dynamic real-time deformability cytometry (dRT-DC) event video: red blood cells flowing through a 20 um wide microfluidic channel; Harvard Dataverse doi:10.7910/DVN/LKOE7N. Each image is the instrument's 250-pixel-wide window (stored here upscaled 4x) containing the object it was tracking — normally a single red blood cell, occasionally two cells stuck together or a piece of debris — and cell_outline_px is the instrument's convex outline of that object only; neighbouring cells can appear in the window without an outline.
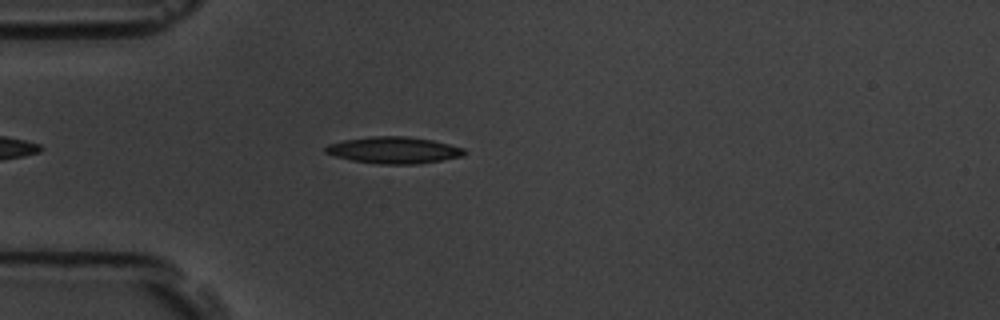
{"species": "common noctule bat (a hibernating species)", "species_latin": "Nyctalus noctula", "temperature_condition": "room temperature", "stored_images_in_passage": 2, "camera_frame_rate_fps": 3000, "um_per_image_px": 0.085, "animal": {"sex": "male", "body_mass_g": 19.5, "forearm_length_mm": 54.6}, "frame": {"image": 1, "passage_image": 2, "time_ms": 0.333, "image_size_px": [1000, 320], "cell_outline_px": [[468, 152], [464, 156], [420, 164], [380, 164], [352, 160], [336, 156], [324, 152], [324, 148], [328, 144], [344, 140], [372, 136], [404, 136], [432, 140], [464, 148]], "centroid_in_image_um": [33.5, 12.76], "position_along_channel_um": 51.5, "area_um2": 21.56}}